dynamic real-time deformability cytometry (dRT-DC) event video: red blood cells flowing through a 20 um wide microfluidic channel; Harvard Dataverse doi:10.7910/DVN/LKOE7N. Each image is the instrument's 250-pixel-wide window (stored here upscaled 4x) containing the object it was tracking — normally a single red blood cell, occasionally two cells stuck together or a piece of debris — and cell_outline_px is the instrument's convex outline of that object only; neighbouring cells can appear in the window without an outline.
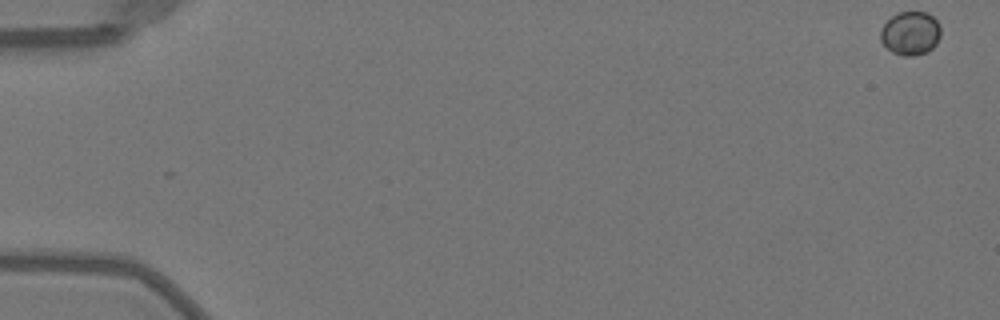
{"species": "Egyptian fruit bat (a non-hibernating species)", "species_latin": "Rousettus aegyptiacus", "temperature_condition": "warm", "stored_images_in_passage": 17, "camera_frame_rate_fps": 3000, "um_per_image_px": 0.085, "animal": {"sex": "female"}, "frame": {"image": 1, "passage_image": 1, "time_ms": 0.0, "image_size_px": [1000, 320], "cell_outline_px": [[940, 36], [936, 44], [928, 52], [912, 56], [904, 56], [892, 52], [880, 40], [880, 28], [892, 16], [900, 12], [928, 12], [940, 24]], "centroid_in_image_um": [77.39, 2.83], "position_along_channel_um": 7.6, "area_um2": 15.37}}
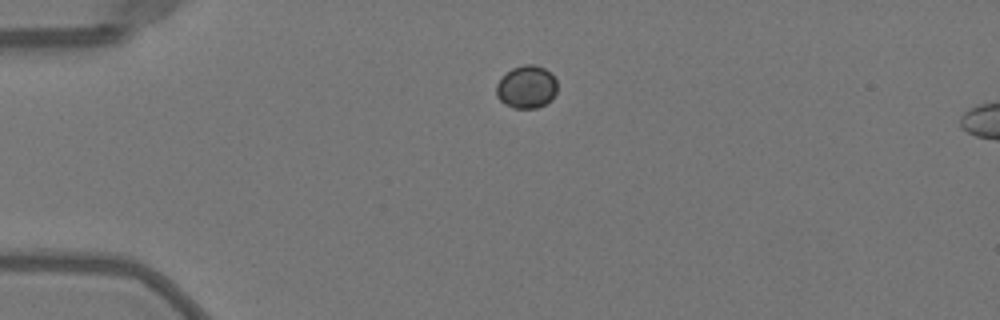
{"frame": {"image": 2, "passage_image": 13, "time_ms": 4.0, "image_size_px": [1000, 320], "cell_outline_px": [[556, 92], [552, 100], [536, 108], [512, 108], [504, 104], [496, 96], [496, 84], [512, 68], [524, 64], [532, 64], [544, 68], [552, 72], [556, 80]], "centroid_in_image_um": [44.77, 7.39], "position_along_channel_um": 40.2, "area_um2": 15.26}}